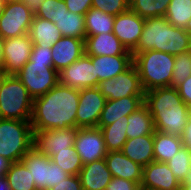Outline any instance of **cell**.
Returning <instances> with one entry per match:
<instances>
[{
  "mask_svg": "<svg viewBox=\"0 0 191 190\" xmlns=\"http://www.w3.org/2000/svg\"><path fill=\"white\" fill-rule=\"evenodd\" d=\"M79 89L58 83L46 94L33 99L30 123L33 131L76 127Z\"/></svg>",
  "mask_w": 191,
  "mask_h": 190,
  "instance_id": "6da1fadb",
  "label": "cell"
},
{
  "mask_svg": "<svg viewBox=\"0 0 191 190\" xmlns=\"http://www.w3.org/2000/svg\"><path fill=\"white\" fill-rule=\"evenodd\" d=\"M144 103L150 110L156 131L182 137L191 116V108L183 102L175 87L146 91Z\"/></svg>",
  "mask_w": 191,
  "mask_h": 190,
  "instance_id": "7a4b0ae2",
  "label": "cell"
},
{
  "mask_svg": "<svg viewBox=\"0 0 191 190\" xmlns=\"http://www.w3.org/2000/svg\"><path fill=\"white\" fill-rule=\"evenodd\" d=\"M147 50L176 56L191 50V36L184 28L172 26L165 17L146 18L139 42L131 53L133 55Z\"/></svg>",
  "mask_w": 191,
  "mask_h": 190,
  "instance_id": "3957f363",
  "label": "cell"
},
{
  "mask_svg": "<svg viewBox=\"0 0 191 190\" xmlns=\"http://www.w3.org/2000/svg\"><path fill=\"white\" fill-rule=\"evenodd\" d=\"M174 62V55L161 51L147 50L133 54V64L145 92L158 87L172 86Z\"/></svg>",
  "mask_w": 191,
  "mask_h": 190,
  "instance_id": "277c9868",
  "label": "cell"
},
{
  "mask_svg": "<svg viewBox=\"0 0 191 190\" xmlns=\"http://www.w3.org/2000/svg\"><path fill=\"white\" fill-rule=\"evenodd\" d=\"M33 147L30 120L0 118V155L12 163L19 162Z\"/></svg>",
  "mask_w": 191,
  "mask_h": 190,
  "instance_id": "5b68a950",
  "label": "cell"
},
{
  "mask_svg": "<svg viewBox=\"0 0 191 190\" xmlns=\"http://www.w3.org/2000/svg\"><path fill=\"white\" fill-rule=\"evenodd\" d=\"M33 98L15 75H6L0 84V118L31 120Z\"/></svg>",
  "mask_w": 191,
  "mask_h": 190,
  "instance_id": "8992f818",
  "label": "cell"
},
{
  "mask_svg": "<svg viewBox=\"0 0 191 190\" xmlns=\"http://www.w3.org/2000/svg\"><path fill=\"white\" fill-rule=\"evenodd\" d=\"M21 161L30 172L37 190H48L70 176L47 155L39 153L34 147L22 157Z\"/></svg>",
  "mask_w": 191,
  "mask_h": 190,
  "instance_id": "52a82bcc",
  "label": "cell"
},
{
  "mask_svg": "<svg viewBox=\"0 0 191 190\" xmlns=\"http://www.w3.org/2000/svg\"><path fill=\"white\" fill-rule=\"evenodd\" d=\"M16 77L22 81L33 99L43 96L59 83L58 72L54 67H47V63L28 61Z\"/></svg>",
  "mask_w": 191,
  "mask_h": 190,
  "instance_id": "ba28073f",
  "label": "cell"
},
{
  "mask_svg": "<svg viewBox=\"0 0 191 190\" xmlns=\"http://www.w3.org/2000/svg\"><path fill=\"white\" fill-rule=\"evenodd\" d=\"M34 16L24 1H7L0 16V36L8 39L28 34Z\"/></svg>",
  "mask_w": 191,
  "mask_h": 190,
  "instance_id": "9c48e42d",
  "label": "cell"
},
{
  "mask_svg": "<svg viewBox=\"0 0 191 190\" xmlns=\"http://www.w3.org/2000/svg\"><path fill=\"white\" fill-rule=\"evenodd\" d=\"M97 87L107 100H116L128 96H145L134 64L115 78L100 81Z\"/></svg>",
  "mask_w": 191,
  "mask_h": 190,
  "instance_id": "30bf717a",
  "label": "cell"
},
{
  "mask_svg": "<svg viewBox=\"0 0 191 190\" xmlns=\"http://www.w3.org/2000/svg\"><path fill=\"white\" fill-rule=\"evenodd\" d=\"M106 101L98 87L80 89L76 128L97 127Z\"/></svg>",
  "mask_w": 191,
  "mask_h": 190,
  "instance_id": "8fae6325",
  "label": "cell"
},
{
  "mask_svg": "<svg viewBox=\"0 0 191 190\" xmlns=\"http://www.w3.org/2000/svg\"><path fill=\"white\" fill-rule=\"evenodd\" d=\"M78 128L33 131V147L50 159L59 151L74 146Z\"/></svg>",
  "mask_w": 191,
  "mask_h": 190,
  "instance_id": "7c38bea8",
  "label": "cell"
},
{
  "mask_svg": "<svg viewBox=\"0 0 191 190\" xmlns=\"http://www.w3.org/2000/svg\"><path fill=\"white\" fill-rule=\"evenodd\" d=\"M59 83L74 89L98 86V76L91 58L84 54L68 67L58 72Z\"/></svg>",
  "mask_w": 191,
  "mask_h": 190,
  "instance_id": "4fadbf2b",
  "label": "cell"
},
{
  "mask_svg": "<svg viewBox=\"0 0 191 190\" xmlns=\"http://www.w3.org/2000/svg\"><path fill=\"white\" fill-rule=\"evenodd\" d=\"M33 43L28 34L4 39L2 69L6 75H15L29 61Z\"/></svg>",
  "mask_w": 191,
  "mask_h": 190,
  "instance_id": "5bb4252c",
  "label": "cell"
},
{
  "mask_svg": "<svg viewBox=\"0 0 191 190\" xmlns=\"http://www.w3.org/2000/svg\"><path fill=\"white\" fill-rule=\"evenodd\" d=\"M74 147L84 165L103 159L108 153L98 127L78 128Z\"/></svg>",
  "mask_w": 191,
  "mask_h": 190,
  "instance_id": "9a60e30c",
  "label": "cell"
},
{
  "mask_svg": "<svg viewBox=\"0 0 191 190\" xmlns=\"http://www.w3.org/2000/svg\"><path fill=\"white\" fill-rule=\"evenodd\" d=\"M141 188L147 190H180L181 182L166 162L154 161L143 167Z\"/></svg>",
  "mask_w": 191,
  "mask_h": 190,
  "instance_id": "2e32d148",
  "label": "cell"
},
{
  "mask_svg": "<svg viewBox=\"0 0 191 190\" xmlns=\"http://www.w3.org/2000/svg\"><path fill=\"white\" fill-rule=\"evenodd\" d=\"M144 23V18L129 9L115 16L113 33L127 50L132 51L139 42Z\"/></svg>",
  "mask_w": 191,
  "mask_h": 190,
  "instance_id": "e0dca14e",
  "label": "cell"
},
{
  "mask_svg": "<svg viewBox=\"0 0 191 190\" xmlns=\"http://www.w3.org/2000/svg\"><path fill=\"white\" fill-rule=\"evenodd\" d=\"M51 49L53 67L60 72L85 54V40L62 36Z\"/></svg>",
  "mask_w": 191,
  "mask_h": 190,
  "instance_id": "ac0fdd59",
  "label": "cell"
},
{
  "mask_svg": "<svg viewBox=\"0 0 191 190\" xmlns=\"http://www.w3.org/2000/svg\"><path fill=\"white\" fill-rule=\"evenodd\" d=\"M145 96H128L116 100H107L101 112L97 127H104L128 116L144 104Z\"/></svg>",
  "mask_w": 191,
  "mask_h": 190,
  "instance_id": "d6986e66",
  "label": "cell"
},
{
  "mask_svg": "<svg viewBox=\"0 0 191 190\" xmlns=\"http://www.w3.org/2000/svg\"><path fill=\"white\" fill-rule=\"evenodd\" d=\"M85 54L88 56L132 55L114 33L86 37Z\"/></svg>",
  "mask_w": 191,
  "mask_h": 190,
  "instance_id": "ffe728a7",
  "label": "cell"
},
{
  "mask_svg": "<svg viewBox=\"0 0 191 190\" xmlns=\"http://www.w3.org/2000/svg\"><path fill=\"white\" fill-rule=\"evenodd\" d=\"M78 176L83 190H106L112 179L105 158L83 165Z\"/></svg>",
  "mask_w": 191,
  "mask_h": 190,
  "instance_id": "44dd1931",
  "label": "cell"
},
{
  "mask_svg": "<svg viewBox=\"0 0 191 190\" xmlns=\"http://www.w3.org/2000/svg\"><path fill=\"white\" fill-rule=\"evenodd\" d=\"M105 160L112 177L141 183L143 167L132 161L121 151L108 152Z\"/></svg>",
  "mask_w": 191,
  "mask_h": 190,
  "instance_id": "7402d4cb",
  "label": "cell"
},
{
  "mask_svg": "<svg viewBox=\"0 0 191 190\" xmlns=\"http://www.w3.org/2000/svg\"><path fill=\"white\" fill-rule=\"evenodd\" d=\"M98 76L102 80L115 78L133 64V55L89 56Z\"/></svg>",
  "mask_w": 191,
  "mask_h": 190,
  "instance_id": "603a6c76",
  "label": "cell"
},
{
  "mask_svg": "<svg viewBox=\"0 0 191 190\" xmlns=\"http://www.w3.org/2000/svg\"><path fill=\"white\" fill-rule=\"evenodd\" d=\"M121 152L135 163L145 167L154 162L153 135L127 139Z\"/></svg>",
  "mask_w": 191,
  "mask_h": 190,
  "instance_id": "cb8c5ba5",
  "label": "cell"
},
{
  "mask_svg": "<svg viewBox=\"0 0 191 190\" xmlns=\"http://www.w3.org/2000/svg\"><path fill=\"white\" fill-rule=\"evenodd\" d=\"M28 35L33 45L52 46L61 37L62 34L56 25L46 19L40 17L33 18Z\"/></svg>",
  "mask_w": 191,
  "mask_h": 190,
  "instance_id": "d4e9b609",
  "label": "cell"
},
{
  "mask_svg": "<svg viewBox=\"0 0 191 190\" xmlns=\"http://www.w3.org/2000/svg\"><path fill=\"white\" fill-rule=\"evenodd\" d=\"M127 122L126 134L128 139L144 135H154L153 118L145 103L127 116Z\"/></svg>",
  "mask_w": 191,
  "mask_h": 190,
  "instance_id": "484cf974",
  "label": "cell"
},
{
  "mask_svg": "<svg viewBox=\"0 0 191 190\" xmlns=\"http://www.w3.org/2000/svg\"><path fill=\"white\" fill-rule=\"evenodd\" d=\"M181 137L155 130L153 135L154 161L167 162L182 148Z\"/></svg>",
  "mask_w": 191,
  "mask_h": 190,
  "instance_id": "4316f807",
  "label": "cell"
},
{
  "mask_svg": "<svg viewBox=\"0 0 191 190\" xmlns=\"http://www.w3.org/2000/svg\"><path fill=\"white\" fill-rule=\"evenodd\" d=\"M127 116L119 118L114 123L98 127L102 131L107 152L121 151L127 141Z\"/></svg>",
  "mask_w": 191,
  "mask_h": 190,
  "instance_id": "83f0119b",
  "label": "cell"
},
{
  "mask_svg": "<svg viewBox=\"0 0 191 190\" xmlns=\"http://www.w3.org/2000/svg\"><path fill=\"white\" fill-rule=\"evenodd\" d=\"M62 36L86 39L85 16L68 11L52 21Z\"/></svg>",
  "mask_w": 191,
  "mask_h": 190,
  "instance_id": "f1b7e54d",
  "label": "cell"
},
{
  "mask_svg": "<svg viewBox=\"0 0 191 190\" xmlns=\"http://www.w3.org/2000/svg\"><path fill=\"white\" fill-rule=\"evenodd\" d=\"M115 16L91 7L85 14L86 37L113 33Z\"/></svg>",
  "mask_w": 191,
  "mask_h": 190,
  "instance_id": "f546056e",
  "label": "cell"
},
{
  "mask_svg": "<svg viewBox=\"0 0 191 190\" xmlns=\"http://www.w3.org/2000/svg\"><path fill=\"white\" fill-rule=\"evenodd\" d=\"M5 177L12 190H37L30 172L22 161L11 163Z\"/></svg>",
  "mask_w": 191,
  "mask_h": 190,
  "instance_id": "4dcf8cb0",
  "label": "cell"
},
{
  "mask_svg": "<svg viewBox=\"0 0 191 190\" xmlns=\"http://www.w3.org/2000/svg\"><path fill=\"white\" fill-rule=\"evenodd\" d=\"M171 0H129V9L141 18L165 17Z\"/></svg>",
  "mask_w": 191,
  "mask_h": 190,
  "instance_id": "1f68e13d",
  "label": "cell"
},
{
  "mask_svg": "<svg viewBox=\"0 0 191 190\" xmlns=\"http://www.w3.org/2000/svg\"><path fill=\"white\" fill-rule=\"evenodd\" d=\"M165 18L172 26L185 28L191 19V0H171Z\"/></svg>",
  "mask_w": 191,
  "mask_h": 190,
  "instance_id": "d6a6232c",
  "label": "cell"
},
{
  "mask_svg": "<svg viewBox=\"0 0 191 190\" xmlns=\"http://www.w3.org/2000/svg\"><path fill=\"white\" fill-rule=\"evenodd\" d=\"M51 161L70 175H78L84 165L74 146L59 151Z\"/></svg>",
  "mask_w": 191,
  "mask_h": 190,
  "instance_id": "836d02e7",
  "label": "cell"
},
{
  "mask_svg": "<svg viewBox=\"0 0 191 190\" xmlns=\"http://www.w3.org/2000/svg\"><path fill=\"white\" fill-rule=\"evenodd\" d=\"M166 163L174 176L182 183L191 170V150L183 145Z\"/></svg>",
  "mask_w": 191,
  "mask_h": 190,
  "instance_id": "e575fe53",
  "label": "cell"
},
{
  "mask_svg": "<svg viewBox=\"0 0 191 190\" xmlns=\"http://www.w3.org/2000/svg\"><path fill=\"white\" fill-rule=\"evenodd\" d=\"M191 75V50L175 56L172 87H177Z\"/></svg>",
  "mask_w": 191,
  "mask_h": 190,
  "instance_id": "d590c367",
  "label": "cell"
},
{
  "mask_svg": "<svg viewBox=\"0 0 191 190\" xmlns=\"http://www.w3.org/2000/svg\"><path fill=\"white\" fill-rule=\"evenodd\" d=\"M67 12L68 8L64 0H44L35 17L52 21Z\"/></svg>",
  "mask_w": 191,
  "mask_h": 190,
  "instance_id": "8d00e7d4",
  "label": "cell"
},
{
  "mask_svg": "<svg viewBox=\"0 0 191 190\" xmlns=\"http://www.w3.org/2000/svg\"><path fill=\"white\" fill-rule=\"evenodd\" d=\"M92 7L117 16L129 10V0H92Z\"/></svg>",
  "mask_w": 191,
  "mask_h": 190,
  "instance_id": "74e56055",
  "label": "cell"
},
{
  "mask_svg": "<svg viewBox=\"0 0 191 190\" xmlns=\"http://www.w3.org/2000/svg\"><path fill=\"white\" fill-rule=\"evenodd\" d=\"M29 61L31 63H47V67H53L51 47L33 45Z\"/></svg>",
  "mask_w": 191,
  "mask_h": 190,
  "instance_id": "f35d334b",
  "label": "cell"
},
{
  "mask_svg": "<svg viewBox=\"0 0 191 190\" xmlns=\"http://www.w3.org/2000/svg\"><path fill=\"white\" fill-rule=\"evenodd\" d=\"M106 190H141V185L131 180L112 177Z\"/></svg>",
  "mask_w": 191,
  "mask_h": 190,
  "instance_id": "ab89813d",
  "label": "cell"
},
{
  "mask_svg": "<svg viewBox=\"0 0 191 190\" xmlns=\"http://www.w3.org/2000/svg\"><path fill=\"white\" fill-rule=\"evenodd\" d=\"M68 11L74 14L84 15L92 7V0H64Z\"/></svg>",
  "mask_w": 191,
  "mask_h": 190,
  "instance_id": "60d3db41",
  "label": "cell"
},
{
  "mask_svg": "<svg viewBox=\"0 0 191 190\" xmlns=\"http://www.w3.org/2000/svg\"><path fill=\"white\" fill-rule=\"evenodd\" d=\"M48 190H83L79 176L70 175Z\"/></svg>",
  "mask_w": 191,
  "mask_h": 190,
  "instance_id": "b9f144b4",
  "label": "cell"
},
{
  "mask_svg": "<svg viewBox=\"0 0 191 190\" xmlns=\"http://www.w3.org/2000/svg\"><path fill=\"white\" fill-rule=\"evenodd\" d=\"M183 102L191 108V75L176 87Z\"/></svg>",
  "mask_w": 191,
  "mask_h": 190,
  "instance_id": "7bdbcfd3",
  "label": "cell"
},
{
  "mask_svg": "<svg viewBox=\"0 0 191 190\" xmlns=\"http://www.w3.org/2000/svg\"><path fill=\"white\" fill-rule=\"evenodd\" d=\"M183 145L188 147L191 150V116L189 117V121L184 128L183 135L181 137Z\"/></svg>",
  "mask_w": 191,
  "mask_h": 190,
  "instance_id": "ee69618b",
  "label": "cell"
},
{
  "mask_svg": "<svg viewBox=\"0 0 191 190\" xmlns=\"http://www.w3.org/2000/svg\"><path fill=\"white\" fill-rule=\"evenodd\" d=\"M43 1L44 0H24V3L30 9V11L35 15L38 12Z\"/></svg>",
  "mask_w": 191,
  "mask_h": 190,
  "instance_id": "f6af8a7d",
  "label": "cell"
},
{
  "mask_svg": "<svg viewBox=\"0 0 191 190\" xmlns=\"http://www.w3.org/2000/svg\"><path fill=\"white\" fill-rule=\"evenodd\" d=\"M11 161L0 155V176H5V173L9 170Z\"/></svg>",
  "mask_w": 191,
  "mask_h": 190,
  "instance_id": "bcb514c9",
  "label": "cell"
},
{
  "mask_svg": "<svg viewBox=\"0 0 191 190\" xmlns=\"http://www.w3.org/2000/svg\"><path fill=\"white\" fill-rule=\"evenodd\" d=\"M180 190H191V170L188 172V175L181 183Z\"/></svg>",
  "mask_w": 191,
  "mask_h": 190,
  "instance_id": "7dc6e473",
  "label": "cell"
},
{
  "mask_svg": "<svg viewBox=\"0 0 191 190\" xmlns=\"http://www.w3.org/2000/svg\"><path fill=\"white\" fill-rule=\"evenodd\" d=\"M0 190H12L5 176H0Z\"/></svg>",
  "mask_w": 191,
  "mask_h": 190,
  "instance_id": "c3c4849f",
  "label": "cell"
},
{
  "mask_svg": "<svg viewBox=\"0 0 191 190\" xmlns=\"http://www.w3.org/2000/svg\"><path fill=\"white\" fill-rule=\"evenodd\" d=\"M3 43L4 39L0 36V68H2L3 63Z\"/></svg>",
  "mask_w": 191,
  "mask_h": 190,
  "instance_id": "681fc988",
  "label": "cell"
},
{
  "mask_svg": "<svg viewBox=\"0 0 191 190\" xmlns=\"http://www.w3.org/2000/svg\"><path fill=\"white\" fill-rule=\"evenodd\" d=\"M7 1L6 0H0V16L2 15L5 6H6Z\"/></svg>",
  "mask_w": 191,
  "mask_h": 190,
  "instance_id": "f907efd6",
  "label": "cell"
},
{
  "mask_svg": "<svg viewBox=\"0 0 191 190\" xmlns=\"http://www.w3.org/2000/svg\"><path fill=\"white\" fill-rule=\"evenodd\" d=\"M185 31L191 36V19L187 22Z\"/></svg>",
  "mask_w": 191,
  "mask_h": 190,
  "instance_id": "816d5d0a",
  "label": "cell"
},
{
  "mask_svg": "<svg viewBox=\"0 0 191 190\" xmlns=\"http://www.w3.org/2000/svg\"><path fill=\"white\" fill-rule=\"evenodd\" d=\"M5 76H6L5 71L2 68H0V84Z\"/></svg>",
  "mask_w": 191,
  "mask_h": 190,
  "instance_id": "f5cc1de1",
  "label": "cell"
},
{
  "mask_svg": "<svg viewBox=\"0 0 191 190\" xmlns=\"http://www.w3.org/2000/svg\"><path fill=\"white\" fill-rule=\"evenodd\" d=\"M6 1H24V0H6Z\"/></svg>",
  "mask_w": 191,
  "mask_h": 190,
  "instance_id": "db71d44e",
  "label": "cell"
}]
</instances>
